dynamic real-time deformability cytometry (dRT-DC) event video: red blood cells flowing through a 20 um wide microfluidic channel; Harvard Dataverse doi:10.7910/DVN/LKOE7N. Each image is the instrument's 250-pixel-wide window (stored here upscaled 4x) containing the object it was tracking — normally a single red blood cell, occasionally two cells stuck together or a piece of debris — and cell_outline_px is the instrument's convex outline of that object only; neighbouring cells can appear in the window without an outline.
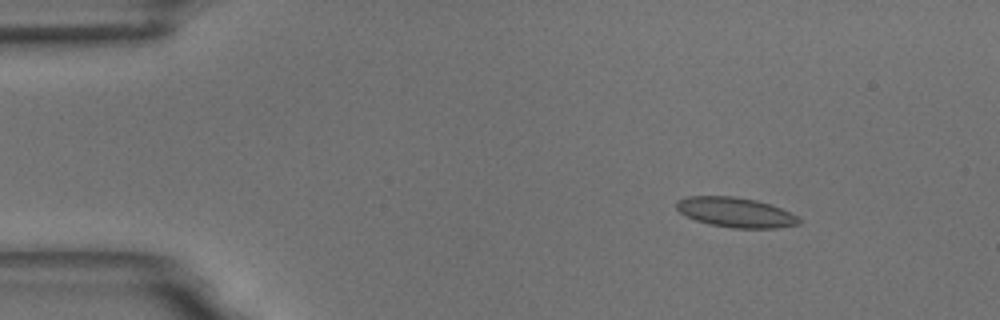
{"species": "common noctule bat (a hibernating species)", "species_latin": "Nyctalus noctula", "temperature_condition": "room temperature", "stored_images_in_passage": 54, "camera_frame_rate_fps": 3000, "um_per_image_px": 0.085, "animal": {"sex": "male", "body_mass_g": 18.8}, "frame": {"image": 1, "passage_image": 7, "time_ms": 2.0, "image_size_px": [1000, 320], "cell_outline_px": [[800, 224], [776, 228], [732, 228], [708, 224], [696, 220], [680, 212], [676, 208], [676, 200], [688, 196], [736, 196], [756, 200], [780, 208], [800, 216]], "centroid_in_image_um": [62.53, 18.05], "position_along_channel_um": 22.5, "area_um2": 21.39}}
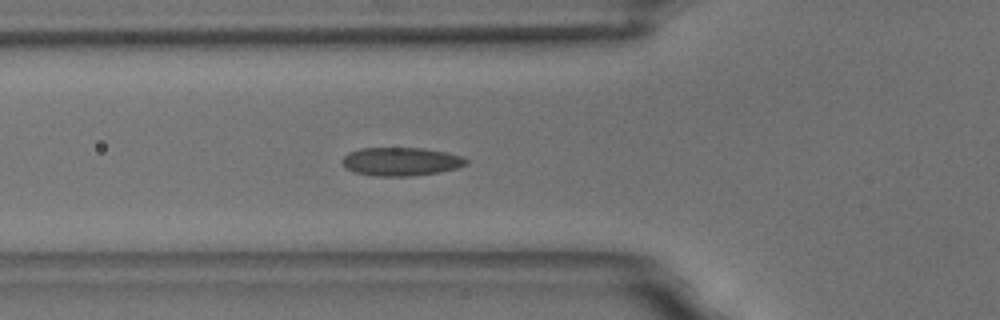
{"frame": {"image": 2, "passage_image": 19, "time_ms": 6.0, "image_size_px": [1000, 320], "cell_outline_px": [[468, 164], [456, 168], [440, 172], [408, 176], [376, 176], [352, 172], [340, 160], [348, 152], [360, 148], [424, 148], [464, 156], [468, 160]], "centroid_in_image_um": [34.08, 13.73], "position_along_channel_um": 91.7, "area_um2": 20.58}}
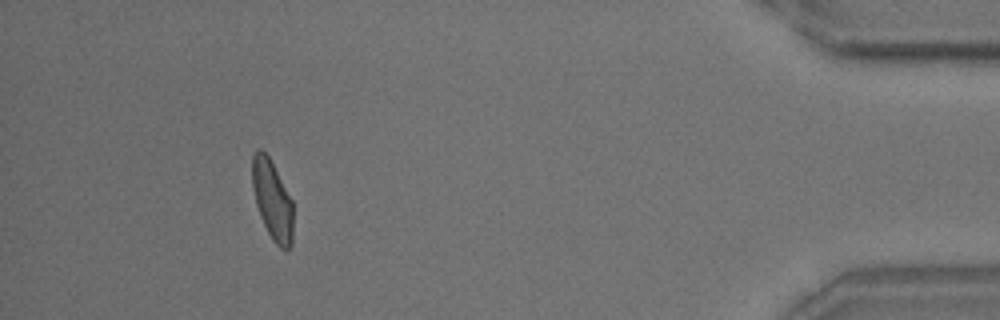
{"frame": {"image": 3, "passage_image": 50, "time_ms": 16.333, "image_size_px": [1000, 320], "cell_outline_px": [[292, 244], [288, 252], [280, 248], [272, 240], [260, 216], [256, 204], [252, 188], [252, 156], [256, 148], [260, 148], [268, 156], [292, 200]], "centroid_in_image_um": [23.13, 17.02], "position_along_channel_um": 412.1, "area_um2": 18.9}, "authors_computed_cell_mechanics": {"area_um2": 20.1722, "velocity_mm_per_s": 3.6772, "shape_relaxation_time_tau1_ms": 10.0754, "shape_relaxation_time_tau2_ms": 1.8894, "deformation_change_tau1": 0.1838, "deformation_change_tau2": 0.0859}}